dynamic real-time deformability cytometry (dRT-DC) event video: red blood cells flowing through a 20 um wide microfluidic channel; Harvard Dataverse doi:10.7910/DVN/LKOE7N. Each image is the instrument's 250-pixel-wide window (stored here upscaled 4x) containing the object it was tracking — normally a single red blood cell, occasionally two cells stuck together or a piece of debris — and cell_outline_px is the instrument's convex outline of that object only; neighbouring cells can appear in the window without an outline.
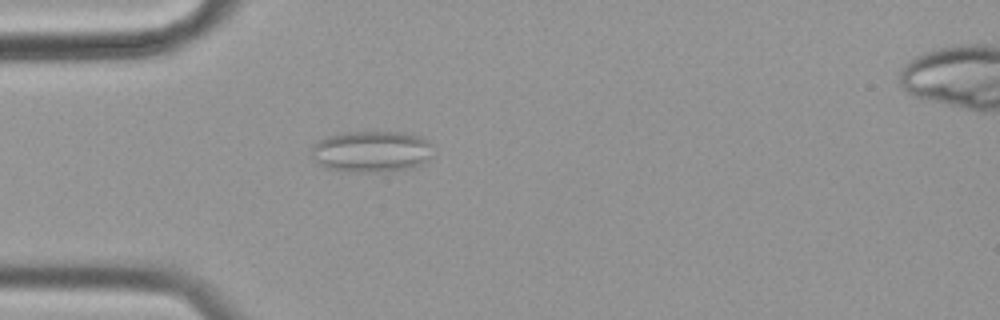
{"species": "common noctule bat (a hibernating species)", "species_latin": "Nyctalus noctula", "temperature_condition": "cold", "stored_images_in_passage": 49, "camera_frame_rate_fps": 3000, "um_per_image_px": 0.085, "animal": {"sex": "female", "body_mass_g": 19.9}, "frame": {"image": 1, "passage_image": 8, "time_ms": 2.333, "image_size_px": [1000, 320], "cell_outline_px": [[432, 156], [428, 160], [412, 168], [396, 172], [352, 172], [324, 168], [312, 160], [312, 144], [324, 136], [344, 132], [404, 132], [420, 136], [428, 144]], "centroid_in_image_um": [31.51, 12.89], "position_along_channel_um": 53.5, "area_um2": 29.82}}
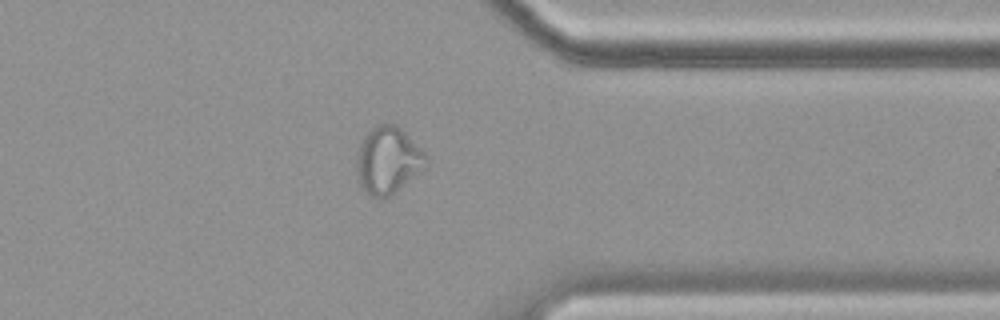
{"frame": {"image": 2, "passage_image": 37, "time_ms": 12.0, "image_size_px": [1000, 320], "cell_outline_px": [[424, 168], [384, 200], [380, 200], [368, 196], [360, 184], [356, 168], [356, 160], [360, 144], [364, 136], [376, 124], [396, 124], [424, 152]], "centroid_in_image_um": [32.91, 13.65], "position_along_channel_um": 378.5, "area_um2": 26.65}}
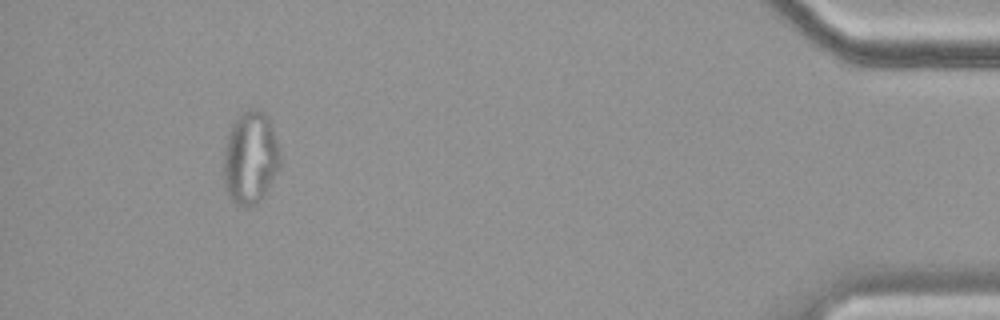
{"frame": {"image": 3, "passage_image": 45, "time_ms": 14.667, "image_size_px": [1000, 320], "cell_outline_px": [[280, 164], [264, 192], [248, 208], [244, 208], [236, 204], [232, 200], [228, 192], [224, 172], [224, 148], [232, 124], [248, 108], [260, 108], [268, 116], [272, 124], [280, 148]], "centroid_in_image_um": [21.3, 13.33], "position_along_channel_um": 413.9, "area_um2": 29.94}, "authors_computed_cell_mechanics": {"area_um2": 25.8366, "velocity_mm_per_s": 3.4989, "shape_relaxation_time_tau1_ms": null, "shape_relaxation_time_tau2_ms": 1.1876, "deformation_change_tau1": null, "deformation_change_tau2": 0.0698}}